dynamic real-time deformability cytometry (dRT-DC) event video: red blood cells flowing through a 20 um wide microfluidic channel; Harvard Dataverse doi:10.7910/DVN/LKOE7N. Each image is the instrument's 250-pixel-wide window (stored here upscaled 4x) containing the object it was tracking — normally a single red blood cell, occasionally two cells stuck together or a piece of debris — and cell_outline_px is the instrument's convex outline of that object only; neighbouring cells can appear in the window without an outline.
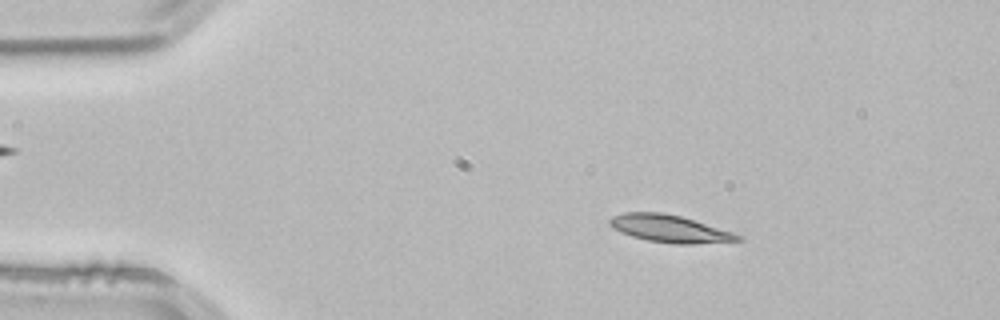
{"species": "common noctule bat (a hibernating species)", "species_latin": "Nyctalus noctula", "temperature_condition": "room temperature", "stored_images_in_passage": 52, "camera_frame_rate_fps": 3000, "um_per_image_px": 0.085, "animal": {"sex": "male", "body_mass_g": 21.5, "forearm_length_mm": 52.0}, "frame": {"image": 1, "passage_image": 8, "time_ms": 2.333, "image_size_px": [1000, 320], "cell_outline_px": [[744, 240], [692, 244], [672, 244], [648, 240], [632, 236], [612, 228], [608, 224], [608, 220], [612, 216], [624, 212], [660, 212], [680, 216], [732, 232], [744, 236]], "centroid_in_image_um": [56.9, 19.44], "position_along_channel_um": 28.1, "area_um2": 20.35}}
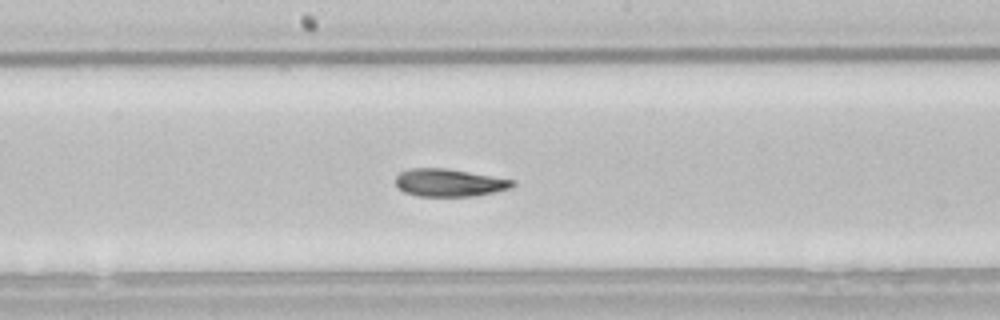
{"frame": {"image": 2, "passage_image": 27, "time_ms": 8.667, "image_size_px": [1000, 320], "cell_outline_px": [[516, 184], [512, 188], [496, 192], [476, 196], [416, 196], [404, 192], [396, 184], [396, 176], [400, 172], [412, 168], [448, 168], [516, 180]], "centroid_in_image_um": [38.24, 15.53], "position_along_channel_um": 210.0, "area_um2": 19.07}}
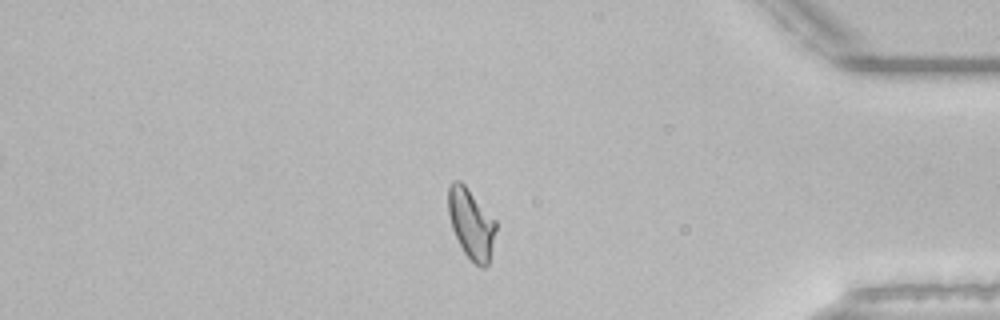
{"frame": {"image": 3, "passage_image": 44, "time_ms": 14.333, "image_size_px": [1000, 320], "cell_outline_px": [[496, 228], [488, 264], [484, 268], [480, 268], [464, 252], [452, 228], [448, 212], [448, 188], [452, 180], [460, 180], [464, 184], [496, 220]], "centroid_in_image_um": [40.04, 18.98], "position_along_channel_um": 395.2, "area_um2": 19.19}, "authors_computed_cell_mechanics": {"area_um2": 19.7965, "velocity_mm_per_s": 3.8309, "shape_relaxation_time_tau1_ms": 5.4665, "shape_relaxation_time_tau2_ms": 4.2224, "deformation_change_tau1": 0.1599, "deformation_change_tau2": 0.1013}}